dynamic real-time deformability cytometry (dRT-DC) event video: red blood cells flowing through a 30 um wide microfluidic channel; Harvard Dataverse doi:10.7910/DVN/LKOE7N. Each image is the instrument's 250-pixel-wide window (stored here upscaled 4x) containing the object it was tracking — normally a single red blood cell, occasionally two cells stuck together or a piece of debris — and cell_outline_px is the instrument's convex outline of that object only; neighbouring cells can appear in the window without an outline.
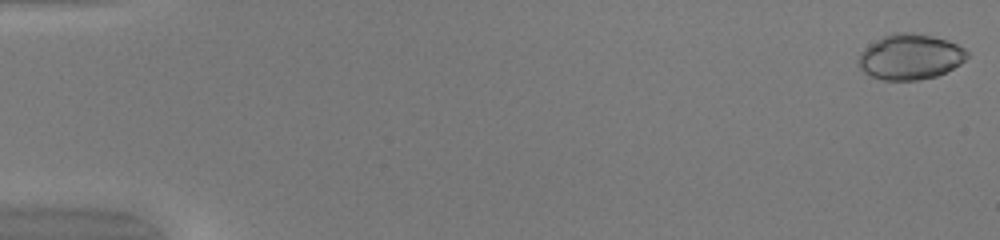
{"species": "common noctule bat (a hibernating species)", "species_latin": "Nyctalus noctula", "temperature_condition": "warm", "stored_images_in_passage": 50, "camera_frame_rate_fps": 3000, "um_per_image_px": 0.085, "animal": {"sex": "female", "body_mass_g": 20.0, "forearm_length_mm": 54.0}, "frame": {"image": 1, "passage_image": 1, "time_ms": 0.0, "image_size_px": [1000, 240], "cell_outline_px": [[968, 56], [960, 64], [936, 76], [920, 80], [880, 80], [864, 72], [860, 68], [856, 60], [860, 52], [864, 48], [876, 40], [892, 32], [912, 32], [932, 36], [948, 40], [964, 48], [968, 52]], "centroid_in_image_um": [77.33, 4.82], "position_along_channel_um": 7.7, "area_um2": 28.9}}
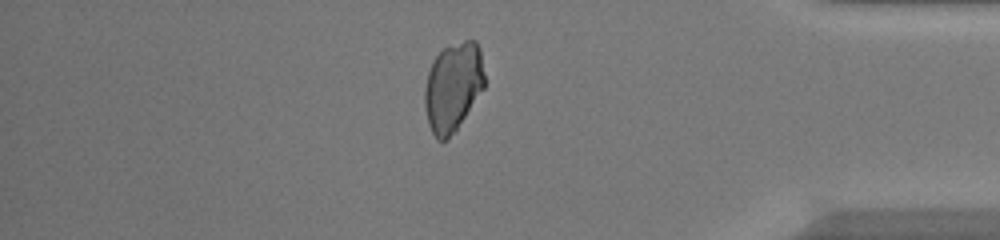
{"frame": {"image": 2, "passage_image": 43, "time_ms": 14.0, "image_size_px": [1000, 240], "cell_outline_px": [[484, 88], [456, 132], [448, 140], [436, 140], [428, 124], [424, 104], [424, 88], [428, 72], [436, 56], [444, 48], [464, 40], [476, 40], [480, 48], [484, 76]], "centroid_in_image_um": [38.51, 7.43], "position_along_channel_um": 396.7, "area_um2": 31.27}}
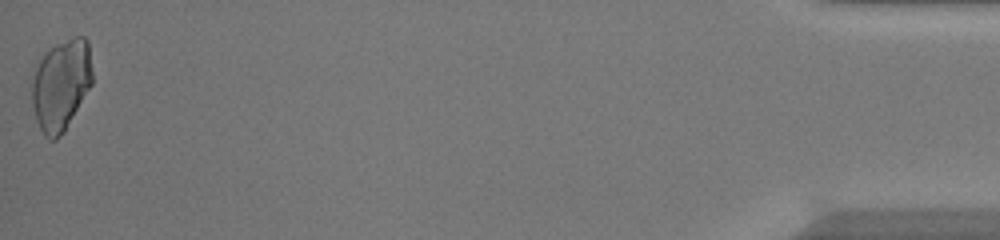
{"frame": {"image": 3, "passage_image": 50, "time_ms": 16.333, "image_size_px": [1000, 240], "cell_outline_px": [[92, 84], [64, 132], [56, 140], [48, 140], [44, 136], [36, 120], [32, 104], [32, 80], [36, 68], [44, 52], [48, 48], [56, 44], [76, 36], [84, 36], [88, 40], [92, 72]], "centroid_in_image_um": [5.19, 7.22], "position_along_channel_um": 430.0, "area_um2": 32.14}}